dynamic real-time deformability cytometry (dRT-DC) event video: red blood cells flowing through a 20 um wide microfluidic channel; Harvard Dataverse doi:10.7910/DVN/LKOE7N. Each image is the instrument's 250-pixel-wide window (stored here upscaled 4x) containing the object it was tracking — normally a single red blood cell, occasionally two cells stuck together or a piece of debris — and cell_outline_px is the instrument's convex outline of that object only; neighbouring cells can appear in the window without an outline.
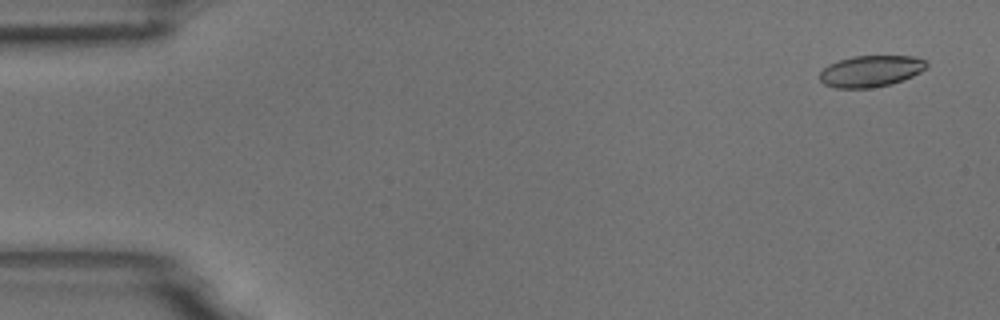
{"species": "common noctule bat (a hibernating species)", "species_latin": "Nyctalus noctula", "temperature_condition": "room temperature", "stored_images_in_passage": 6, "camera_frame_rate_fps": 3000, "um_per_image_px": 0.085, "animal": {"sex": "male", "body_mass_g": 18.8}, "frame": {"image": 1, "passage_image": 1, "time_ms": 0.0, "image_size_px": [1000, 320], "cell_outline_px": [[928, 68], [912, 76], [892, 84], [868, 88], [836, 88], [824, 84], [820, 80], [820, 72], [828, 64], [852, 56], [912, 56], [924, 60], [928, 64]], "centroid_in_image_um": [74.02, 6.05], "position_along_channel_um": 11.0, "area_um2": 19.54}}
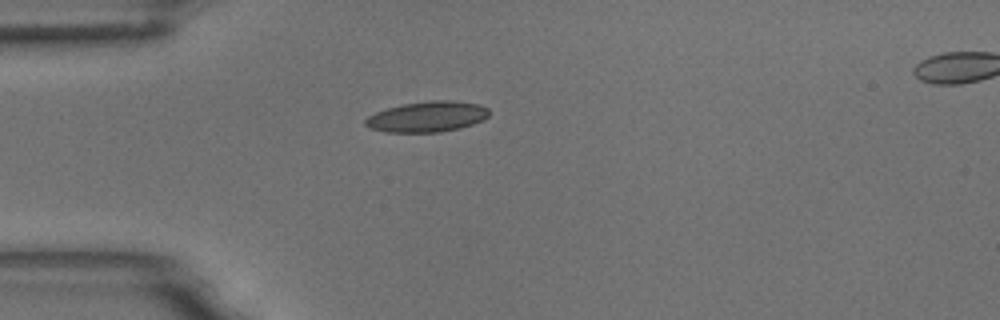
{"frame": {"image": 2, "passage_image": 5, "time_ms": 1.333, "image_size_px": [1000, 320], "cell_outline_px": [[488, 116], [484, 120], [460, 128], [440, 132], [384, 132], [368, 128], [364, 124], [364, 120], [368, 116], [376, 112], [388, 108], [404, 104], [432, 100], [452, 100], [480, 104], [488, 108]], "centroid_in_image_um": [36.31, 9.92], "position_along_channel_um": 48.7, "area_um2": 22.14}}